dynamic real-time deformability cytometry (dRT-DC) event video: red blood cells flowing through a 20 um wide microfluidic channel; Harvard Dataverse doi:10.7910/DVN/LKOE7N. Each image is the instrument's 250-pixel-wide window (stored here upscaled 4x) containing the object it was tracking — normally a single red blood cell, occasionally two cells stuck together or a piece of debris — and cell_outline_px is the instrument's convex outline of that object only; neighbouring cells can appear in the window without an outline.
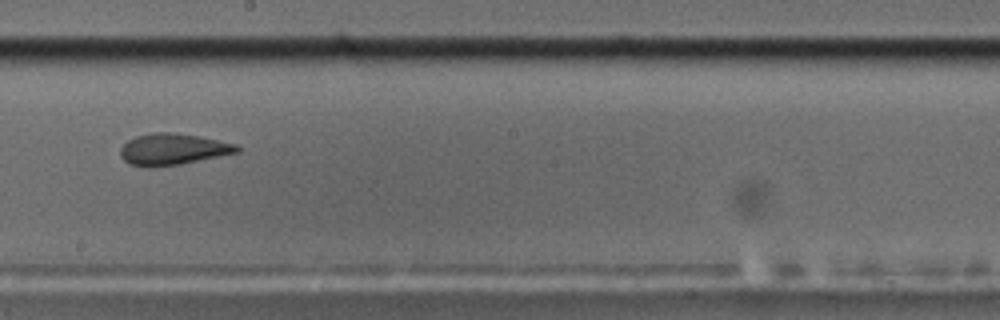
{"species": "common noctule bat (a hibernating species)", "species_latin": "Nyctalus noctula", "temperature_condition": "cold", "stored_images_in_passage": 16, "camera_frame_rate_fps": 3000, "um_per_image_px": 0.085, "animal": {"sex": "male", "body_mass_g": 17.5, "forearm_length_mm": 52.3}, "frame": {"image": 1, "passage_image": 10, "time_ms": 11.0, "image_size_px": [1000, 320], "cell_outline_px": [[240, 152], [180, 164], [152, 168], [144, 168], [128, 164], [120, 156], [120, 148], [128, 140], [136, 136], [156, 132], [172, 132], [200, 136], [236, 144], [240, 148]], "centroid_in_image_um": [14.66, 12.7], "position_along_channel_um": 233.5, "area_um2": 21.56}, "authors_computed_cell_mechanics": {"area_um2": 21.5016, "velocity_mm_per_s": 3.4738, "shape_relaxation_time_tau1_ms": null, "shape_relaxation_time_tau2_ms": 2.3718, "deformation_change_tau1": null, "deformation_change_tau2": 0.0966}}